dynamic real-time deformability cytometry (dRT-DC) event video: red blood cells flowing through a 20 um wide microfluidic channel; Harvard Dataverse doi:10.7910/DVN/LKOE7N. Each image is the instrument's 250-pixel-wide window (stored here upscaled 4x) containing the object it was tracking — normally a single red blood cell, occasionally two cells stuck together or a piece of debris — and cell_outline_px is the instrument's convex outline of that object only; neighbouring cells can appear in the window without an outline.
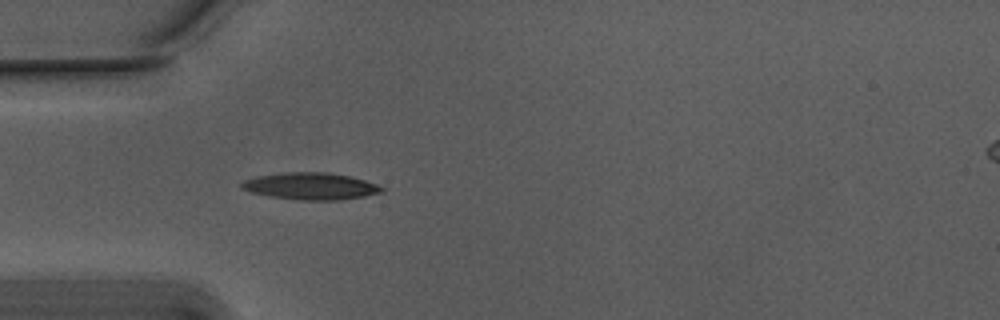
{"species": "Egyptian fruit bat (a non-hibernating species)", "species_latin": "Rousettus aegyptiacus", "temperature_condition": "warm", "stored_images_in_passage": 39, "camera_frame_rate_fps": 3000, "um_per_image_px": 0.085, "animal": {"sex": "male"}, "frame": {"image": 1, "passage_image": 1, "time_ms": 0.0, "image_size_px": [1000, 320], "cell_outline_px": [[384, 188], [380, 192], [364, 196], [340, 200], [296, 200], [272, 196], [252, 192], [240, 188], [240, 184], [244, 180], [256, 176], [284, 172], [328, 172], [348, 176], [364, 180], [376, 184]], "centroid_in_image_um": [26.37, 15.82], "position_along_channel_um": 58.6, "area_um2": 21.85}}
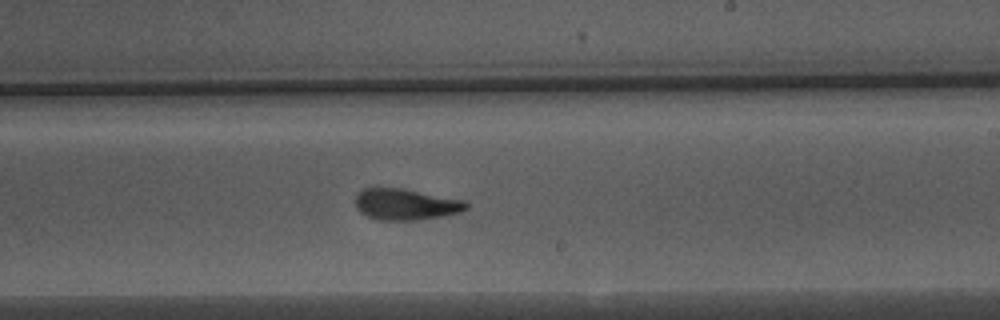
{"frame": {"image": 2, "passage_image": 17, "time_ms": 5.333, "image_size_px": [1000, 320], "cell_outline_px": [[468, 208], [460, 212], [444, 216], [420, 220], [376, 220], [360, 212], [356, 208], [356, 196], [364, 188], [404, 188], [464, 200], [468, 204]], "centroid_in_image_um": [34.51, 17.37], "position_along_channel_um": 254.5, "area_um2": 20.29}}
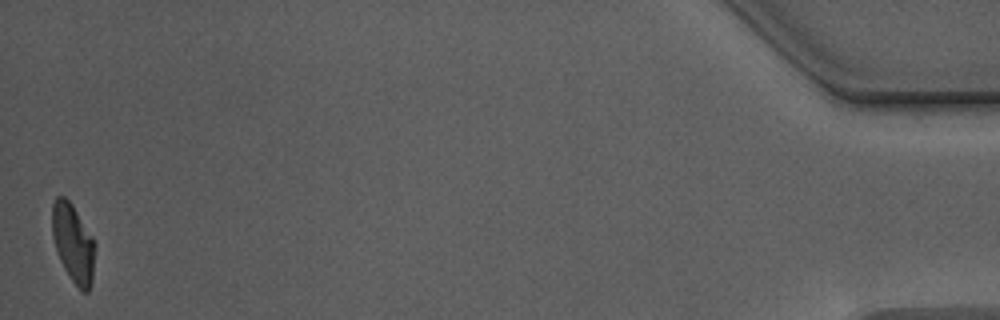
{"frame": {"image": 3, "passage_image": 39, "time_ms": 12.667, "image_size_px": [1000, 320], "cell_outline_px": [[96, 244], [92, 280], [88, 292], [84, 292], [72, 280], [64, 268], [60, 260], [52, 236], [52, 204], [56, 196], [64, 196], [72, 204], [92, 236]], "centroid_in_image_um": [6.22, 20.64], "position_along_channel_um": 429.0, "area_um2": 19.48}, "authors_computed_cell_mechanics": {"area_um2": 20.6346, "velocity_mm_per_s": 3.7459, "shape_relaxation_time_tau1_ms": 5.8165, "shape_relaxation_time_tau2_ms": 2.3124, "deformation_change_tau1": 0.2224, "deformation_change_tau2": 0.0996}}